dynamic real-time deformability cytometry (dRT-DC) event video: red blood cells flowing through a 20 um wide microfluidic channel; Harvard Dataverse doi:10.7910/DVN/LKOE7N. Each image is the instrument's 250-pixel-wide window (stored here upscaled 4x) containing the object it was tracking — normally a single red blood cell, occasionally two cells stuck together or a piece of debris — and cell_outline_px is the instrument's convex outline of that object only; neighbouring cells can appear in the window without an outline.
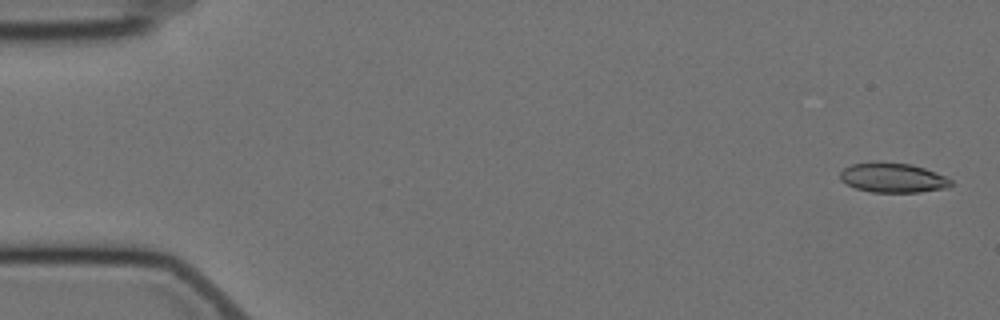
{"species": "Egyptian fruit bat (a non-hibernating species)", "species_latin": "Rousettus aegyptiacus", "temperature_condition": "cold", "stored_images_in_passage": 11, "camera_frame_rate_fps": 3000, "um_per_image_px": 0.085, "animal": {"sex": "female"}, "frame": {"image": 1, "passage_image": 1, "time_ms": 0.0, "image_size_px": [1000, 320], "cell_outline_px": [[952, 184], [948, 188], [920, 192], [872, 192], [856, 188], [840, 180], [840, 172], [844, 168], [852, 164], [872, 160], [880, 160], [912, 164], [924, 168], [944, 176], [952, 180]], "centroid_in_image_um": [75.87, 15.08], "position_along_channel_um": 9.1, "area_um2": 19.48}}
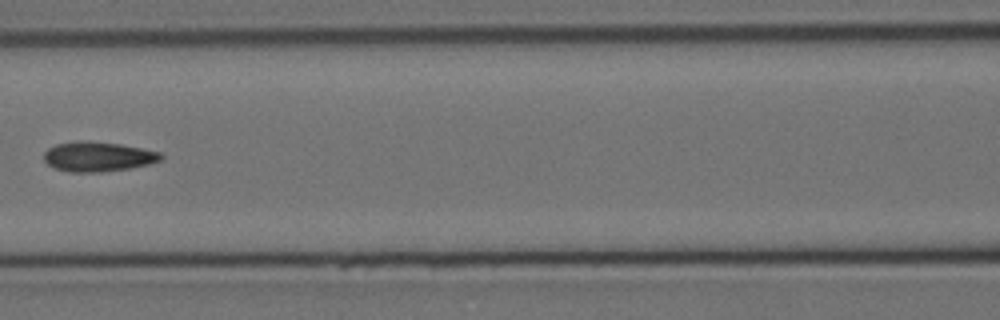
{"frame": {"image": 2, "passage_image": 7, "time_ms": 8.0, "image_size_px": [1000, 320], "cell_outline_px": [[164, 156], [160, 160], [148, 164], [132, 168], [100, 172], [68, 172], [56, 168], [48, 164], [44, 160], [44, 152], [48, 148], [56, 144], [80, 140], [84, 140], [120, 144], [160, 152]], "centroid_in_image_um": [8.31, 13.31], "position_along_channel_um": 158.3, "area_um2": 20.29}}
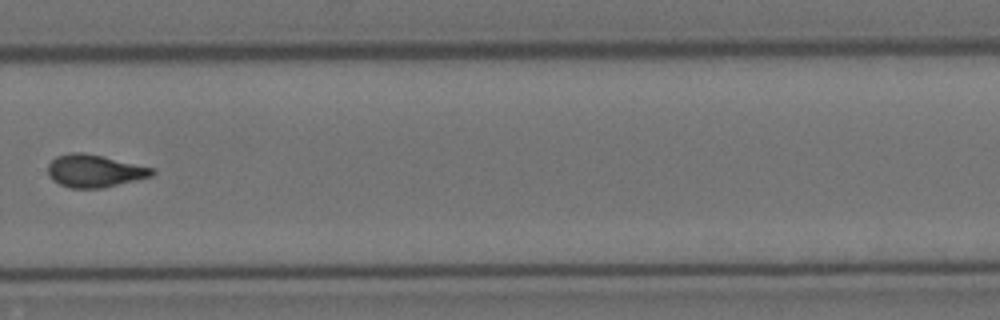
{"frame": {"image": 3, "passage_image": 11, "time_ms": 12.667, "image_size_px": [1000, 320], "cell_outline_px": [[156, 172], [152, 176], [104, 188], [72, 188], [60, 184], [52, 180], [48, 176], [48, 164], [56, 156], [68, 152], [80, 152], [104, 156], [156, 168]], "centroid_in_image_um": [8.05, 14.52], "position_along_channel_um": 321.7, "area_um2": 20.06}}